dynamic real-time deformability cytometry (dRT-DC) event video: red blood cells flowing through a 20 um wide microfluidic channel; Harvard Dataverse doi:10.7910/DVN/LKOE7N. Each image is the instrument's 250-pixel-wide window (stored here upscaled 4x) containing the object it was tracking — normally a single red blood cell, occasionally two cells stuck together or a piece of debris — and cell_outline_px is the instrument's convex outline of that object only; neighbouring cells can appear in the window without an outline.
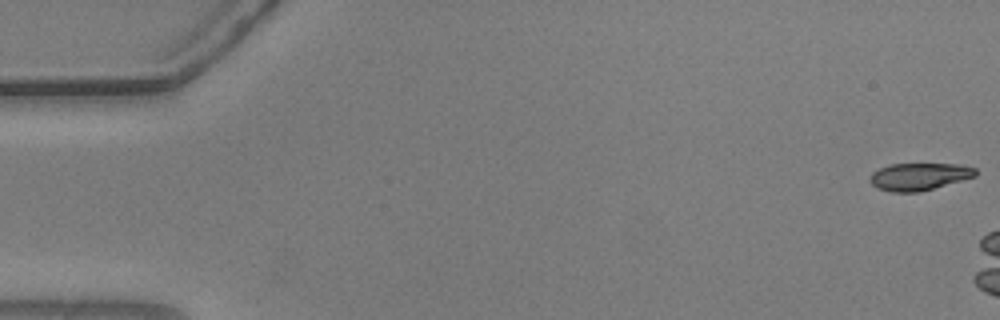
{"species": "common noctule bat (a hibernating species)", "species_latin": "Nyctalus noctula", "temperature_condition": "warm", "stored_images_in_passage": 8, "camera_frame_rate_fps": 3000, "um_per_image_px": 0.085, "animal": {"sex": "male", "body_mass_g": 20.5, "forearm_length_mm": 52.5}, "frame": {"image": 1, "passage_image": 1, "time_ms": 0.0, "image_size_px": [1000, 320], "cell_outline_px": [[976, 176], [920, 192], [888, 192], [876, 188], [868, 180], [872, 172], [880, 168], [892, 164], [960, 164], [976, 168]], "centroid_in_image_um": [78.1, 15.01], "position_along_channel_um": 6.9, "area_um2": 16.88}}